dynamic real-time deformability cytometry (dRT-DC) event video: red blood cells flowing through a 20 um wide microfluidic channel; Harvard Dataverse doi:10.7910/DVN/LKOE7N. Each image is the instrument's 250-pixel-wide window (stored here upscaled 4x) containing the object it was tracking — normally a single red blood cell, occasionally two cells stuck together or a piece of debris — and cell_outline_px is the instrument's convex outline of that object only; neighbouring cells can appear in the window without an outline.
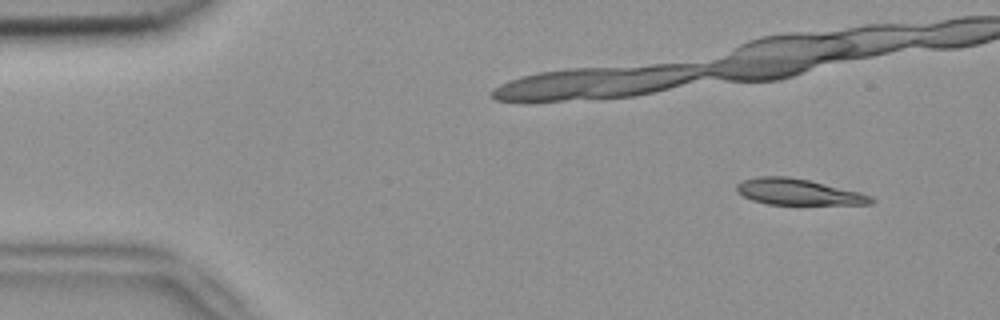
{"species": "common noctule bat (a hibernating species)", "species_latin": "Nyctalus noctula", "temperature_condition": "room temperature", "stored_images_in_passage": 8, "camera_frame_rate_fps": 3000, "um_per_image_px": 0.085, "animal": {"sex": "female", "body_mass_g": 18.4}, "frame": {"image": 1, "passage_image": 2, "time_ms": 0.333, "image_size_px": [1000, 320], "cell_outline_px": [[876, 200], [872, 204], [768, 204], [752, 200], [736, 192], [736, 184], [744, 180], [756, 176], [788, 176], [808, 180], [860, 192], [872, 196]], "centroid_in_image_um": [67.83, 16.31], "position_along_channel_um": 17.2, "area_um2": 20.35}}